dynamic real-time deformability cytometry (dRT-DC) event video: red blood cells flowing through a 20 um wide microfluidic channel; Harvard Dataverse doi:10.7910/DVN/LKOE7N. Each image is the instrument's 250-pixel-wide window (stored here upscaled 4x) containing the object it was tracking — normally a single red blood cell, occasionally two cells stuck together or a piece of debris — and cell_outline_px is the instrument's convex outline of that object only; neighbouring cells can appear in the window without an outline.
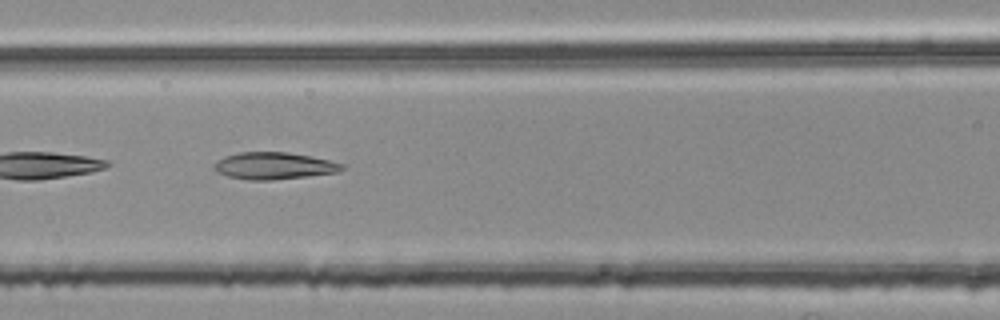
{"species": "common noctule bat (a hibernating species)", "species_latin": "Nyctalus noctula", "temperature_condition": "room temperature", "stored_images_in_passage": 14, "camera_frame_rate_fps": 3000, "um_per_image_px": 0.085, "animal": {"sex": "female", "body_mass_g": 25.1}, "frame": {"image": 1, "passage_image": 7, "time_ms": 2.0, "image_size_px": [1000, 320], "cell_outline_px": [[344, 168], [340, 172], [308, 176], [272, 180], [248, 180], [228, 176], [212, 168], [216, 160], [224, 156], [240, 152], [288, 152], [312, 156], [344, 164]], "centroid_in_image_um": [23.3, 14.09], "position_along_channel_um": 143.3, "area_um2": 20.17}}